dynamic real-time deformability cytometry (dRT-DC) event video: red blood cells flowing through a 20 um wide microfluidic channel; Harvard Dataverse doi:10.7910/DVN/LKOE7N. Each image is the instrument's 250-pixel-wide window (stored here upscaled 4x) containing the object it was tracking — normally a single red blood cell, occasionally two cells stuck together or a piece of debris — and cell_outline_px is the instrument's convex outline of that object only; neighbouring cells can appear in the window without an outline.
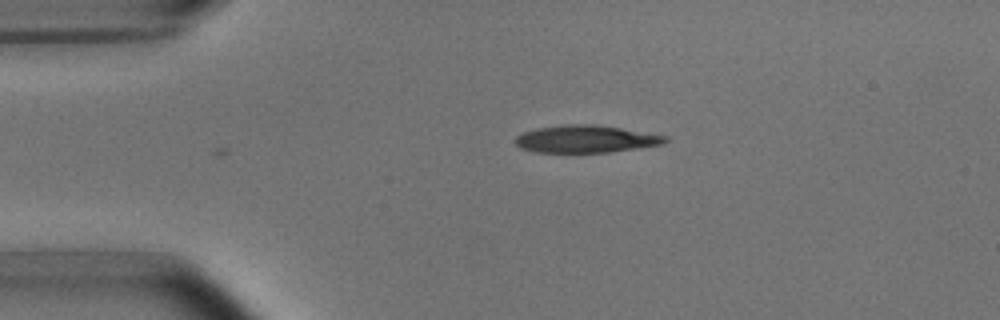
{"species": "common noctule bat (a hibernating species)", "species_latin": "Nyctalus noctula", "temperature_condition": "room temperature", "stored_images_in_passage": 2, "camera_frame_rate_fps": 3000, "um_per_image_px": 0.085, "animal": {"sex": "male", "body_mass_g": 15.6}, "frame": {"image": 1, "passage_image": 1, "time_ms": 0.0, "image_size_px": [1000, 320], "cell_outline_px": [[668, 140], [664, 144], [612, 152], [536, 152], [520, 148], [516, 144], [516, 136], [524, 132], [536, 128], [568, 124], [596, 124], [668, 136]], "centroid_in_image_um": [49.81, 11.81], "position_along_channel_um": 35.2, "area_um2": 23.87}}